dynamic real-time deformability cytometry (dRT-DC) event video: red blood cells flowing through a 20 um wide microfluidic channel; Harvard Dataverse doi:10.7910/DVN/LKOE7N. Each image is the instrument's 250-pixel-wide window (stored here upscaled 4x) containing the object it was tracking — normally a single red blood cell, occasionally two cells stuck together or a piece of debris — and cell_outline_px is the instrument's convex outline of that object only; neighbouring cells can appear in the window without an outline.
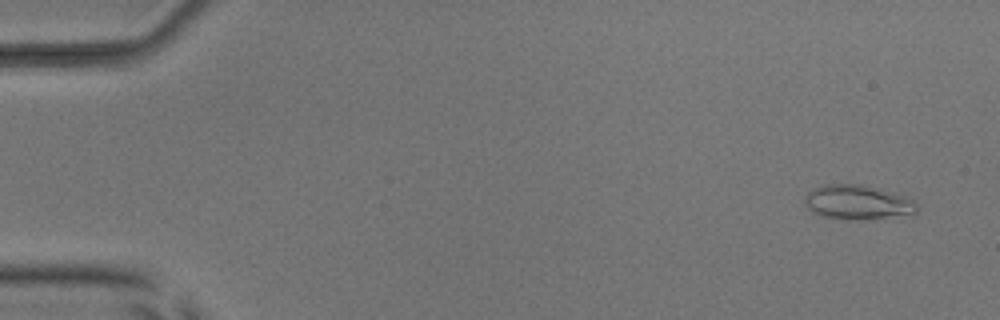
{"species": "common noctule bat (a hibernating species)", "species_latin": "Nyctalus noctula", "temperature_condition": "room temperature", "stored_images_in_passage": 54, "camera_frame_rate_fps": 3000, "um_per_image_px": 0.085, "animal": {"sex": "male", "body_mass_g": 17.9, "forearm_length_mm": 54.2}, "frame": {"image": 1, "passage_image": 3, "time_ms": 0.667, "image_size_px": [1000, 320], "cell_outline_px": [[916, 212], [912, 216], [856, 220], [820, 216], [812, 212], [808, 208], [804, 200], [808, 192], [824, 184], [860, 184], [880, 188], [908, 196], [916, 204]], "centroid_in_image_um": [72.96, 17.2], "position_along_channel_um": 12.0, "area_um2": 22.89}}
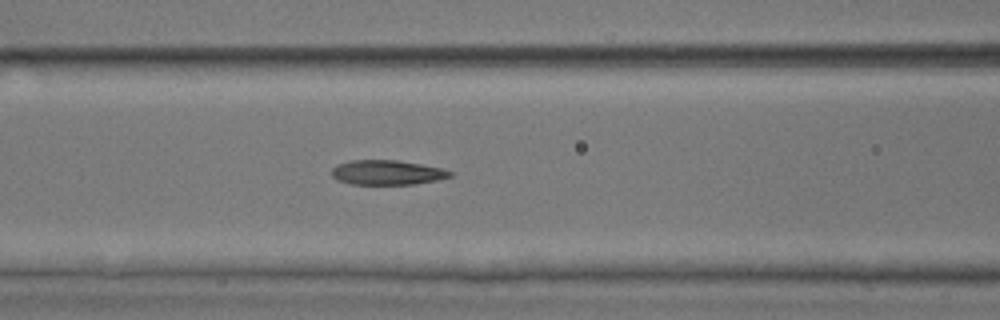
{"frame": {"image": 2, "passage_image": 23, "time_ms": 7.333, "image_size_px": [1000, 320], "cell_outline_px": [[452, 176], [436, 180], [412, 184], [352, 184], [336, 180], [332, 176], [332, 168], [336, 164], [348, 160], [396, 160], [420, 164], [440, 168], [452, 172]], "centroid_in_image_um": [32.84, 14.65], "position_along_channel_um": 133.8, "area_um2": 16.94}}
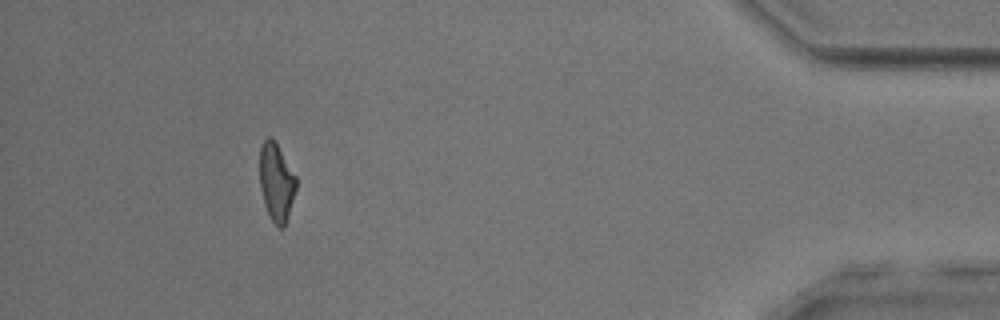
{"frame": {"image": 3, "passage_image": 49, "time_ms": 16.0, "image_size_px": [1000, 320], "cell_outline_px": [[296, 188], [288, 216], [284, 228], [280, 228], [272, 220], [264, 204], [260, 188], [260, 148], [264, 140], [268, 136], [272, 136], [296, 176]], "centroid_in_image_um": [23.48, 15.46], "position_along_channel_um": 411.7, "area_um2": 16.42}, "authors_computed_cell_mechanics": {"area_um2": 17.629, "velocity_mm_per_s": 3.8687, "shape_relaxation_time_tau1_ms": null, "shape_relaxation_time_tau2_ms": 3.669, "deformation_change_tau1": null, "deformation_change_tau2": 0.1212}}